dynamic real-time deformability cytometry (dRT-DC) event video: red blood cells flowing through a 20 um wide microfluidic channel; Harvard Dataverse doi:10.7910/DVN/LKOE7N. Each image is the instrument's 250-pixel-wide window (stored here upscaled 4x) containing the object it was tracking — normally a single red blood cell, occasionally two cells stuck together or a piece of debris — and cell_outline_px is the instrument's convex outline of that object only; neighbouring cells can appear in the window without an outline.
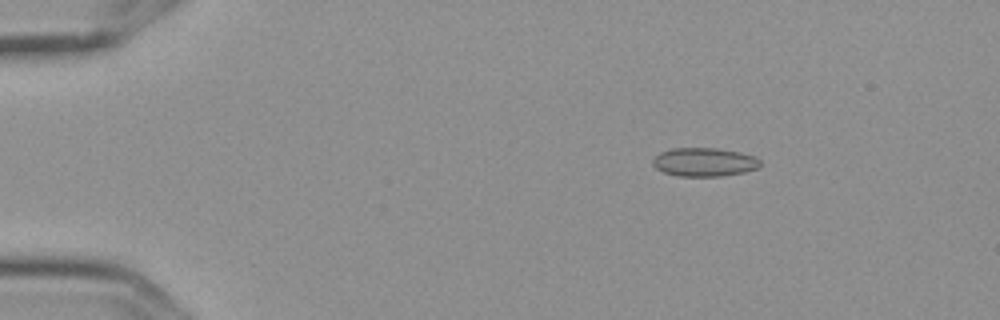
{"species": "Egyptian fruit bat (a non-hibernating species)", "species_latin": "Rousettus aegyptiacus", "temperature_condition": "cold", "stored_images_in_passage": 4, "camera_frame_rate_fps": 3000, "um_per_image_px": 0.085, "frame": {"image": 1, "passage_image": 2, "time_ms": 0.333, "image_size_px": [1000, 320], "cell_outline_px": [[760, 164], [756, 168], [744, 172], [720, 176], [676, 176], [664, 172], [656, 168], [652, 164], [652, 160], [660, 152], [672, 148], [716, 148], [740, 152], [752, 156], [760, 160]], "centroid_in_image_um": [59.82, 13.77], "position_along_channel_um": 25.2, "area_um2": 17.8}}
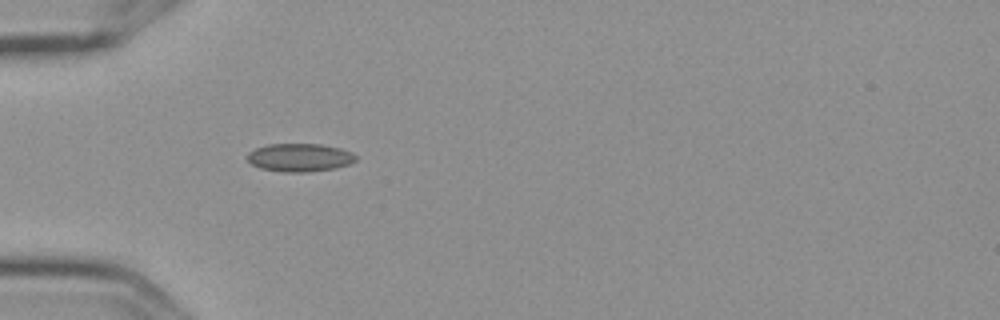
{"frame": {"image": 2, "passage_image": 4, "time_ms": 1.0, "image_size_px": [1000, 320], "cell_outline_px": [[356, 160], [352, 164], [336, 168], [308, 172], [284, 172], [260, 168], [252, 164], [248, 160], [248, 152], [256, 148], [268, 144], [320, 144], [340, 148], [352, 152], [356, 156]], "centroid_in_image_um": [25.51, 13.39], "position_along_channel_um": 59.5, "area_um2": 17.86}}